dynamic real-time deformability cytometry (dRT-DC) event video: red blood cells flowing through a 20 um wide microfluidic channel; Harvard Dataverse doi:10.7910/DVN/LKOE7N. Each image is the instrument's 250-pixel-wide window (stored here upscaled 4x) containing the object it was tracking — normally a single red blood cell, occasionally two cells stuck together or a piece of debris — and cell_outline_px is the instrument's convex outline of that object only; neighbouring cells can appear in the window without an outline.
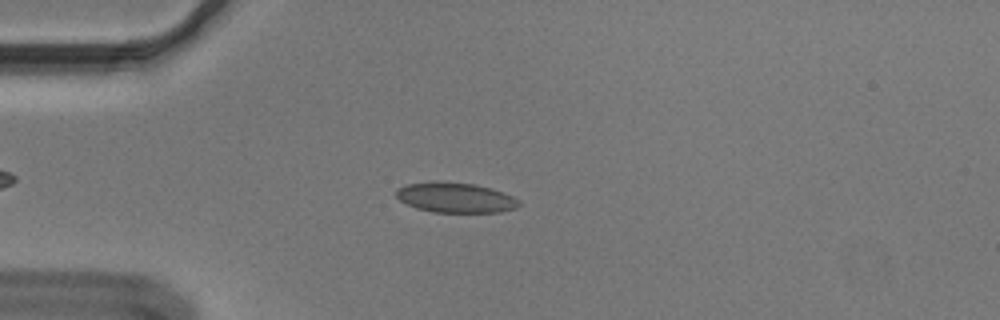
{"species": "Egyptian fruit bat (a non-hibernating species)", "species_latin": "Rousettus aegyptiacus", "temperature_condition": "cold", "stored_images_in_passage": 54, "segment_of_instrument_passage": [1, 2], "camera_frame_rate_fps": 3000, "um_per_image_px": 0.085, "animal": {"sex": "male"}, "frame": {"image": 1, "passage_image": 13, "time_ms": 4.0, "image_size_px": [1000, 320], "cell_outline_px": [[520, 204], [516, 208], [500, 212], [432, 212], [416, 208], [400, 200], [396, 196], [396, 188], [408, 184], [432, 180], [436, 180], [476, 184], [512, 196], [520, 200]], "centroid_in_image_um": [38.68, 16.78], "position_along_channel_um": 46.3, "area_um2": 21.62}}
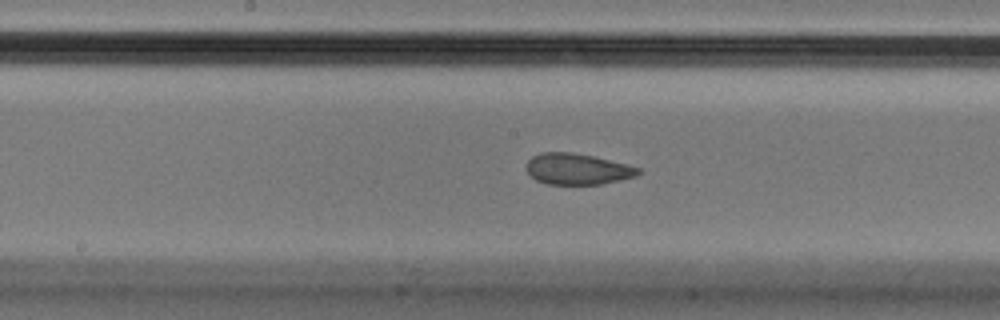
{"frame": {"image": 2, "passage_image": 27, "time_ms": 8.667, "image_size_px": [1000, 320], "cell_outline_px": [[640, 172], [636, 176], [620, 180], [600, 184], [548, 184], [536, 180], [524, 168], [528, 160], [532, 156], [540, 152], [572, 152], [592, 156], [640, 168]], "centroid_in_image_um": [49.02, 14.36], "position_along_channel_um": 199.2, "area_um2": 20.11}}
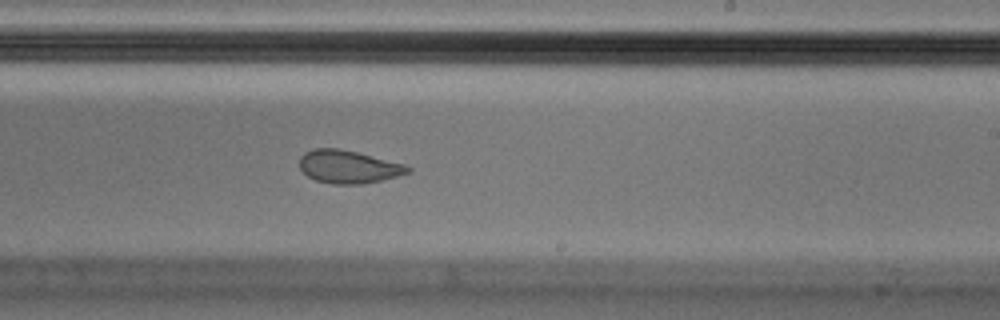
{"frame": {"image": 3, "passage_image": 32, "time_ms": 10.333, "image_size_px": [1000, 320], "cell_outline_px": [[412, 168], [408, 172], [396, 176], [380, 180], [360, 184], [332, 184], [316, 180], [308, 176], [300, 168], [300, 156], [304, 152], [312, 148], [336, 148], [356, 152], [404, 164]], "centroid_in_image_um": [29.57, 14.17], "position_along_channel_um": 259.4, "area_um2": 20.52}}